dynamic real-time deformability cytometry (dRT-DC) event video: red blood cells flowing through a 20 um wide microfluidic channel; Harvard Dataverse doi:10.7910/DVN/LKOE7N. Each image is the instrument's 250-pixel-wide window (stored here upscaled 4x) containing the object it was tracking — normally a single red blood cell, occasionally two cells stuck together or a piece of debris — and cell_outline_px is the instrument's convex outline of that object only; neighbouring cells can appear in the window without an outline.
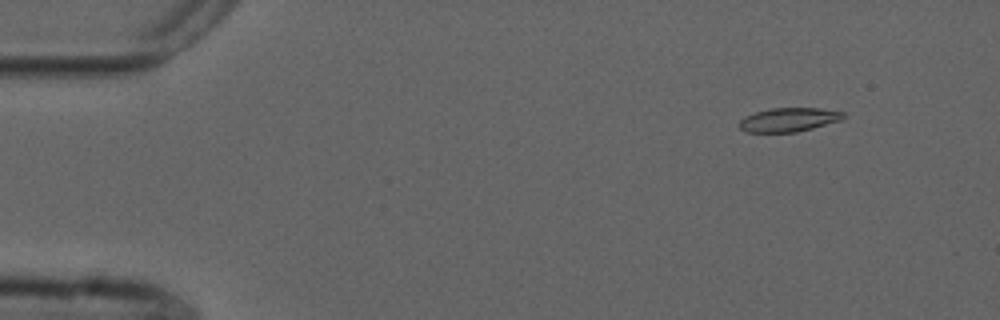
{"species": "common noctule bat (a hibernating species)", "species_latin": "Nyctalus noctula", "temperature_condition": "cold", "stored_images_in_passage": 17, "camera_frame_rate_fps": 3000, "um_per_image_px": 0.085, "animal": {"sex": "male", "forearm_length_mm": 52.5}, "frame": {"image": 1, "passage_image": 6, "time_ms": 1.667, "image_size_px": [1000, 320], "cell_outline_px": [[848, 116], [840, 120], [812, 128], [796, 132], [748, 132], [740, 128], [740, 120], [744, 116], [756, 112], [772, 108], [820, 108], [844, 112]], "centroid_in_image_um": [67.07, 10.17], "position_along_channel_um": 17.9, "area_um2": 14.39}}
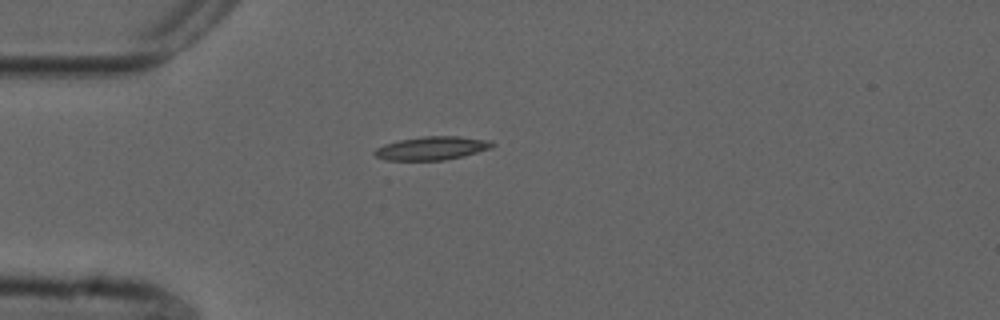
{"frame": {"image": 2, "passage_image": 15, "time_ms": 4.667, "image_size_px": [1000, 320], "cell_outline_px": [[496, 144], [492, 148], [464, 156], [444, 160], [384, 160], [376, 156], [372, 152], [376, 148], [384, 144], [400, 140], [424, 136], [460, 136], [492, 140]], "centroid_in_image_um": [36.75, 12.59], "position_along_channel_um": 48.3, "area_um2": 16.24}}